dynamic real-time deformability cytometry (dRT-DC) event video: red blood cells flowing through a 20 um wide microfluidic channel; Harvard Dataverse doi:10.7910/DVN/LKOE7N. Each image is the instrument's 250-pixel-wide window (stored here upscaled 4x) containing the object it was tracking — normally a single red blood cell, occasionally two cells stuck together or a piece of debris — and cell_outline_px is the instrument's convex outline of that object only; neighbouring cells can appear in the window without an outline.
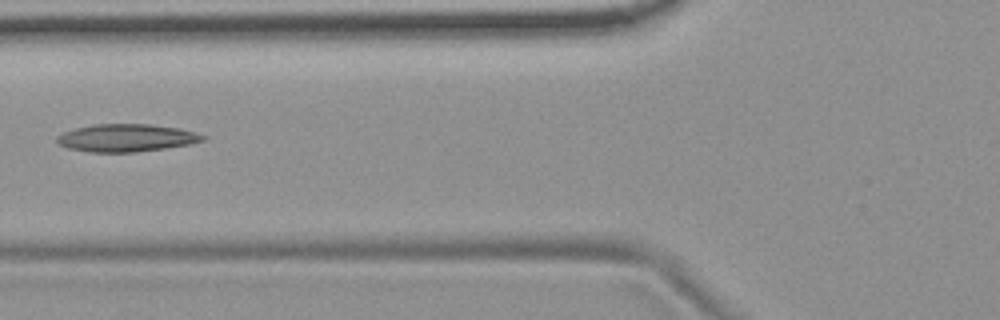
{"species": "common noctule bat (a hibernating species)", "species_latin": "Nyctalus noctula", "temperature_condition": "room temperature", "stored_images_in_passage": 6, "camera_frame_rate_fps": 3000, "um_per_image_px": 0.085, "animal": {"sex": "female", "body_mass_g": 19.9}, "frame": {"image": 1, "passage_image": 6, "time_ms": 6.0, "image_size_px": [1000, 320], "cell_outline_px": [[208, 136], [204, 140], [188, 144], [164, 148], [136, 152], [88, 152], [68, 148], [60, 144], [56, 140], [56, 136], [64, 132], [76, 128], [96, 124], [148, 124], [180, 128], [196, 132]], "centroid_in_image_um": [10.75, 11.72], "position_along_channel_um": 115.0, "area_um2": 23.41}}